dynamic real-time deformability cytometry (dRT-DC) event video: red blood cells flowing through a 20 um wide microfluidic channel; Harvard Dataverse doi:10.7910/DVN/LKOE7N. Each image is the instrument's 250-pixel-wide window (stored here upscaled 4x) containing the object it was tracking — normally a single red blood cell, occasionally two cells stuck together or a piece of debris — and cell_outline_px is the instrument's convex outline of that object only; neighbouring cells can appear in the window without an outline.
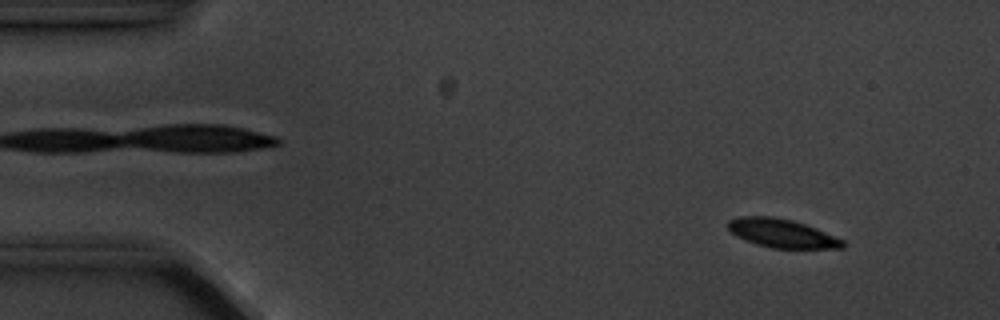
{"species": "common noctule bat (a hibernating species)", "species_latin": "Nyctalus noctula", "temperature_condition": "cold", "stored_images_in_passage": 5, "camera_frame_rate_fps": 3000, "um_per_image_px": 0.085, "animal": {"sex": "male", "body_mass_g": 20.1, "forearm_length_mm": 53.5}, "frame": {"image": 1, "passage_image": 1, "time_ms": 0.0, "image_size_px": [1000, 320], "cell_outline_px": [[844, 248], [772, 248], [756, 244], [744, 240], [736, 236], [728, 228], [728, 220], [740, 216], [772, 216], [792, 220], [816, 228], [844, 240]], "centroid_in_image_um": [66.44, 19.83], "position_along_channel_um": 18.6, "area_um2": 19.07}}